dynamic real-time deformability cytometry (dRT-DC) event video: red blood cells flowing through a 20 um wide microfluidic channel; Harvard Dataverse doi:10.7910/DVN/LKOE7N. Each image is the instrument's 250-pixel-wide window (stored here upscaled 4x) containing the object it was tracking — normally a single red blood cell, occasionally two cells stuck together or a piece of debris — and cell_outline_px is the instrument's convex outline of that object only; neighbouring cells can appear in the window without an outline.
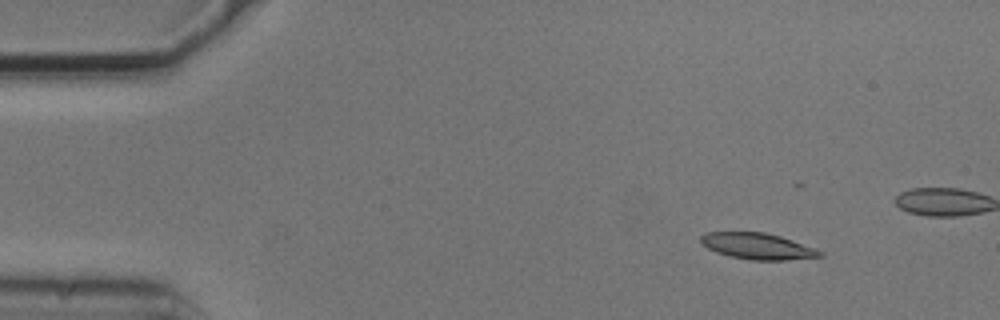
{"species": "common noctule bat (a hibernating species)", "species_latin": "Nyctalus noctula", "temperature_condition": "cold", "stored_images_in_passage": 5, "camera_frame_rate_fps": 3000, "um_per_image_px": 0.085, "animal": {"sex": "male", "body_mass_g": 20.5, "forearm_length_mm": 52.5}, "frame": {"image": 1, "passage_image": 2, "time_ms": 0.333, "image_size_px": [1000, 320], "cell_outline_px": [[824, 256], [784, 260], [752, 260], [728, 256], [716, 252], [700, 244], [700, 236], [704, 232], [764, 232], [780, 236], [816, 248], [824, 252]], "centroid_in_image_um": [64.38, 20.92], "position_along_channel_um": 20.6, "area_um2": 18.32}}